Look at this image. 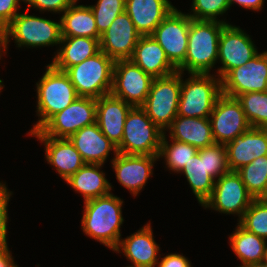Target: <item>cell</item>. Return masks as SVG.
<instances>
[{
	"label": "cell",
	"mask_w": 267,
	"mask_h": 267,
	"mask_svg": "<svg viewBox=\"0 0 267 267\" xmlns=\"http://www.w3.org/2000/svg\"><path fill=\"white\" fill-rule=\"evenodd\" d=\"M222 94L221 79L210 74L190 73L183 81L177 115L191 118H207Z\"/></svg>",
	"instance_id": "4"
},
{
	"label": "cell",
	"mask_w": 267,
	"mask_h": 267,
	"mask_svg": "<svg viewBox=\"0 0 267 267\" xmlns=\"http://www.w3.org/2000/svg\"><path fill=\"white\" fill-rule=\"evenodd\" d=\"M254 199L263 197L267 190V155L254 159L237 171Z\"/></svg>",
	"instance_id": "31"
},
{
	"label": "cell",
	"mask_w": 267,
	"mask_h": 267,
	"mask_svg": "<svg viewBox=\"0 0 267 267\" xmlns=\"http://www.w3.org/2000/svg\"><path fill=\"white\" fill-rule=\"evenodd\" d=\"M191 20L188 14L174 8L151 35L176 68L185 61Z\"/></svg>",
	"instance_id": "12"
},
{
	"label": "cell",
	"mask_w": 267,
	"mask_h": 267,
	"mask_svg": "<svg viewBox=\"0 0 267 267\" xmlns=\"http://www.w3.org/2000/svg\"><path fill=\"white\" fill-rule=\"evenodd\" d=\"M222 94L234 97L248 92H267V51L232 69L222 80Z\"/></svg>",
	"instance_id": "14"
},
{
	"label": "cell",
	"mask_w": 267,
	"mask_h": 267,
	"mask_svg": "<svg viewBox=\"0 0 267 267\" xmlns=\"http://www.w3.org/2000/svg\"><path fill=\"white\" fill-rule=\"evenodd\" d=\"M246 267H267V264L263 261V262H257L255 264L248 265Z\"/></svg>",
	"instance_id": "45"
},
{
	"label": "cell",
	"mask_w": 267,
	"mask_h": 267,
	"mask_svg": "<svg viewBox=\"0 0 267 267\" xmlns=\"http://www.w3.org/2000/svg\"><path fill=\"white\" fill-rule=\"evenodd\" d=\"M225 147L230 171H238L254 159L267 155V129L251 127Z\"/></svg>",
	"instance_id": "18"
},
{
	"label": "cell",
	"mask_w": 267,
	"mask_h": 267,
	"mask_svg": "<svg viewBox=\"0 0 267 267\" xmlns=\"http://www.w3.org/2000/svg\"><path fill=\"white\" fill-rule=\"evenodd\" d=\"M229 6L234 3H238L240 6L245 9H251L258 11L262 8L264 0H228Z\"/></svg>",
	"instance_id": "42"
},
{
	"label": "cell",
	"mask_w": 267,
	"mask_h": 267,
	"mask_svg": "<svg viewBox=\"0 0 267 267\" xmlns=\"http://www.w3.org/2000/svg\"><path fill=\"white\" fill-rule=\"evenodd\" d=\"M184 173L198 202L203 204L211 197L215 180L208 174L205 165V148L198 149L179 173Z\"/></svg>",
	"instance_id": "29"
},
{
	"label": "cell",
	"mask_w": 267,
	"mask_h": 267,
	"mask_svg": "<svg viewBox=\"0 0 267 267\" xmlns=\"http://www.w3.org/2000/svg\"><path fill=\"white\" fill-rule=\"evenodd\" d=\"M77 1L78 0H24L25 3H28L26 13L31 7L40 11H53L54 13L64 12Z\"/></svg>",
	"instance_id": "38"
},
{
	"label": "cell",
	"mask_w": 267,
	"mask_h": 267,
	"mask_svg": "<svg viewBox=\"0 0 267 267\" xmlns=\"http://www.w3.org/2000/svg\"><path fill=\"white\" fill-rule=\"evenodd\" d=\"M229 238L233 251L242 262L239 267L264 261L267 248L266 239L246 231L239 224Z\"/></svg>",
	"instance_id": "30"
},
{
	"label": "cell",
	"mask_w": 267,
	"mask_h": 267,
	"mask_svg": "<svg viewBox=\"0 0 267 267\" xmlns=\"http://www.w3.org/2000/svg\"><path fill=\"white\" fill-rule=\"evenodd\" d=\"M62 37H89L100 39L96 21L89 6L73 4L60 18Z\"/></svg>",
	"instance_id": "28"
},
{
	"label": "cell",
	"mask_w": 267,
	"mask_h": 267,
	"mask_svg": "<svg viewBox=\"0 0 267 267\" xmlns=\"http://www.w3.org/2000/svg\"><path fill=\"white\" fill-rule=\"evenodd\" d=\"M0 267H18L12 259L8 246L0 249Z\"/></svg>",
	"instance_id": "43"
},
{
	"label": "cell",
	"mask_w": 267,
	"mask_h": 267,
	"mask_svg": "<svg viewBox=\"0 0 267 267\" xmlns=\"http://www.w3.org/2000/svg\"><path fill=\"white\" fill-rule=\"evenodd\" d=\"M257 54L252 39L244 30L226 24L219 38L218 60L222 66L218 69V77L222 80L232 69L245 65Z\"/></svg>",
	"instance_id": "15"
},
{
	"label": "cell",
	"mask_w": 267,
	"mask_h": 267,
	"mask_svg": "<svg viewBox=\"0 0 267 267\" xmlns=\"http://www.w3.org/2000/svg\"><path fill=\"white\" fill-rule=\"evenodd\" d=\"M261 199L264 200V201H267V190H266V192L264 193V195H263V197Z\"/></svg>",
	"instance_id": "46"
},
{
	"label": "cell",
	"mask_w": 267,
	"mask_h": 267,
	"mask_svg": "<svg viewBox=\"0 0 267 267\" xmlns=\"http://www.w3.org/2000/svg\"><path fill=\"white\" fill-rule=\"evenodd\" d=\"M19 1L21 0H0V31H3L18 14Z\"/></svg>",
	"instance_id": "40"
},
{
	"label": "cell",
	"mask_w": 267,
	"mask_h": 267,
	"mask_svg": "<svg viewBox=\"0 0 267 267\" xmlns=\"http://www.w3.org/2000/svg\"><path fill=\"white\" fill-rule=\"evenodd\" d=\"M168 130L171 139L191 144L197 149L215 144L209 117L191 118L177 115Z\"/></svg>",
	"instance_id": "25"
},
{
	"label": "cell",
	"mask_w": 267,
	"mask_h": 267,
	"mask_svg": "<svg viewBox=\"0 0 267 267\" xmlns=\"http://www.w3.org/2000/svg\"><path fill=\"white\" fill-rule=\"evenodd\" d=\"M174 8L168 0H126L125 3V12L141 36L152 35Z\"/></svg>",
	"instance_id": "21"
},
{
	"label": "cell",
	"mask_w": 267,
	"mask_h": 267,
	"mask_svg": "<svg viewBox=\"0 0 267 267\" xmlns=\"http://www.w3.org/2000/svg\"><path fill=\"white\" fill-rule=\"evenodd\" d=\"M264 262L267 264V248H266V253H265V257H264Z\"/></svg>",
	"instance_id": "47"
},
{
	"label": "cell",
	"mask_w": 267,
	"mask_h": 267,
	"mask_svg": "<svg viewBox=\"0 0 267 267\" xmlns=\"http://www.w3.org/2000/svg\"><path fill=\"white\" fill-rule=\"evenodd\" d=\"M35 137L41 142L44 141L46 160L56 168L60 177L65 181L86 164L79 151L68 138Z\"/></svg>",
	"instance_id": "23"
},
{
	"label": "cell",
	"mask_w": 267,
	"mask_h": 267,
	"mask_svg": "<svg viewBox=\"0 0 267 267\" xmlns=\"http://www.w3.org/2000/svg\"><path fill=\"white\" fill-rule=\"evenodd\" d=\"M165 133L161 139L160 152L158 157H165V162L169 170L179 173L186 163L198 153V149L191 144L172 139L169 144Z\"/></svg>",
	"instance_id": "33"
},
{
	"label": "cell",
	"mask_w": 267,
	"mask_h": 267,
	"mask_svg": "<svg viewBox=\"0 0 267 267\" xmlns=\"http://www.w3.org/2000/svg\"><path fill=\"white\" fill-rule=\"evenodd\" d=\"M96 122V99L78 97L64 110L53 115L38 131L31 136L69 138L81 128Z\"/></svg>",
	"instance_id": "9"
},
{
	"label": "cell",
	"mask_w": 267,
	"mask_h": 267,
	"mask_svg": "<svg viewBox=\"0 0 267 267\" xmlns=\"http://www.w3.org/2000/svg\"><path fill=\"white\" fill-rule=\"evenodd\" d=\"M130 60L153 78L165 77L178 71L151 35L139 38Z\"/></svg>",
	"instance_id": "22"
},
{
	"label": "cell",
	"mask_w": 267,
	"mask_h": 267,
	"mask_svg": "<svg viewBox=\"0 0 267 267\" xmlns=\"http://www.w3.org/2000/svg\"><path fill=\"white\" fill-rule=\"evenodd\" d=\"M2 47V48H1ZM2 49V51H1ZM6 51V40L3 31H0V58H1V52ZM3 80L0 79V84L2 85Z\"/></svg>",
	"instance_id": "44"
},
{
	"label": "cell",
	"mask_w": 267,
	"mask_h": 267,
	"mask_svg": "<svg viewBox=\"0 0 267 267\" xmlns=\"http://www.w3.org/2000/svg\"><path fill=\"white\" fill-rule=\"evenodd\" d=\"M225 21L192 19L189 27L188 47L185 61L177 68L179 72L210 74L218 60L219 38Z\"/></svg>",
	"instance_id": "2"
},
{
	"label": "cell",
	"mask_w": 267,
	"mask_h": 267,
	"mask_svg": "<svg viewBox=\"0 0 267 267\" xmlns=\"http://www.w3.org/2000/svg\"><path fill=\"white\" fill-rule=\"evenodd\" d=\"M68 139L86 164L103 165L111 150L115 155L118 153L117 146L102 133L96 122L81 128Z\"/></svg>",
	"instance_id": "20"
},
{
	"label": "cell",
	"mask_w": 267,
	"mask_h": 267,
	"mask_svg": "<svg viewBox=\"0 0 267 267\" xmlns=\"http://www.w3.org/2000/svg\"><path fill=\"white\" fill-rule=\"evenodd\" d=\"M238 224L246 231L267 240V201L253 199Z\"/></svg>",
	"instance_id": "34"
},
{
	"label": "cell",
	"mask_w": 267,
	"mask_h": 267,
	"mask_svg": "<svg viewBox=\"0 0 267 267\" xmlns=\"http://www.w3.org/2000/svg\"><path fill=\"white\" fill-rule=\"evenodd\" d=\"M114 61L101 50L66 73L79 97L98 99L112 89Z\"/></svg>",
	"instance_id": "5"
},
{
	"label": "cell",
	"mask_w": 267,
	"mask_h": 267,
	"mask_svg": "<svg viewBox=\"0 0 267 267\" xmlns=\"http://www.w3.org/2000/svg\"><path fill=\"white\" fill-rule=\"evenodd\" d=\"M205 165L208 174L214 180L230 171L224 144L215 143L205 147Z\"/></svg>",
	"instance_id": "36"
},
{
	"label": "cell",
	"mask_w": 267,
	"mask_h": 267,
	"mask_svg": "<svg viewBox=\"0 0 267 267\" xmlns=\"http://www.w3.org/2000/svg\"><path fill=\"white\" fill-rule=\"evenodd\" d=\"M81 220L86 235L115 251L121 240L123 201L113 194L84 201Z\"/></svg>",
	"instance_id": "1"
},
{
	"label": "cell",
	"mask_w": 267,
	"mask_h": 267,
	"mask_svg": "<svg viewBox=\"0 0 267 267\" xmlns=\"http://www.w3.org/2000/svg\"><path fill=\"white\" fill-rule=\"evenodd\" d=\"M158 155H127L117 153L112 159L116 178L120 184L136 196L151 176Z\"/></svg>",
	"instance_id": "17"
},
{
	"label": "cell",
	"mask_w": 267,
	"mask_h": 267,
	"mask_svg": "<svg viewBox=\"0 0 267 267\" xmlns=\"http://www.w3.org/2000/svg\"><path fill=\"white\" fill-rule=\"evenodd\" d=\"M120 249L133 266L155 267L158 262L160 247L154 241L150 223L129 237L121 239L115 251L120 252Z\"/></svg>",
	"instance_id": "24"
},
{
	"label": "cell",
	"mask_w": 267,
	"mask_h": 267,
	"mask_svg": "<svg viewBox=\"0 0 267 267\" xmlns=\"http://www.w3.org/2000/svg\"><path fill=\"white\" fill-rule=\"evenodd\" d=\"M236 98L250 126L267 129V92H248Z\"/></svg>",
	"instance_id": "32"
},
{
	"label": "cell",
	"mask_w": 267,
	"mask_h": 267,
	"mask_svg": "<svg viewBox=\"0 0 267 267\" xmlns=\"http://www.w3.org/2000/svg\"><path fill=\"white\" fill-rule=\"evenodd\" d=\"M140 37L131 18L124 11L101 34L100 50L114 62L130 60Z\"/></svg>",
	"instance_id": "16"
},
{
	"label": "cell",
	"mask_w": 267,
	"mask_h": 267,
	"mask_svg": "<svg viewBox=\"0 0 267 267\" xmlns=\"http://www.w3.org/2000/svg\"><path fill=\"white\" fill-rule=\"evenodd\" d=\"M164 132L147 116L140 106L128 112L118 153L127 155H159Z\"/></svg>",
	"instance_id": "6"
},
{
	"label": "cell",
	"mask_w": 267,
	"mask_h": 267,
	"mask_svg": "<svg viewBox=\"0 0 267 267\" xmlns=\"http://www.w3.org/2000/svg\"><path fill=\"white\" fill-rule=\"evenodd\" d=\"M212 135L215 143L226 144L251 126L237 98L221 94L210 114Z\"/></svg>",
	"instance_id": "13"
},
{
	"label": "cell",
	"mask_w": 267,
	"mask_h": 267,
	"mask_svg": "<svg viewBox=\"0 0 267 267\" xmlns=\"http://www.w3.org/2000/svg\"><path fill=\"white\" fill-rule=\"evenodd\" d=\"M100 164H85L66 182L83 195L84 201L110 194L111 183L105 174L99 170Z\"/></svg>",
	"instance_id": "27"
},
{
	"label": "cell",
	"mask_w": 267,
	"mask_h": 267,
	"mask_svg": "<svg viewBox=\"0 0 267 267\" xmlns=\"http://www.w3.org/2000/svg\"><path fill=\"white\" fill-rule=\"evenodd\" d=\"M182 72L154 78L145 102L140 106L165 133L177 116Z\"/></svg>",
	"instance_id": "7"
},
{
	"label": "cell",
	"mask_w": 267,
	"mask_h": 267,
	"mask_svg": "<svg viewBox=\"0 0 267 267\" xmlns=\"http://www.w3.org/2000/svg\"><path fill=\"white\" fill-rule=\"evenodd\" d=\"M133 106L111 94L96 99V123L116 146L121 143L125 119Z\"/></svg>",
	"instance_id": "19"
},
{
	"label": "cell",
	"mask_w": 267,
	"mask_h": 267,
	"mask_svg": "<svg viewBox=\"0 0 267 267\" xmlns=\"http://www.w3.org/2000/svg\"><path fill=\"white\" fill-rule=\"evenodd\" d=\"M193 14H188L194 20L218 21L217 16L223 15L229 8L228 0H193Z\"/></svg>",
	"instance_id": "37"
},
{
	"label": "cell",
	"mask_w": 267,
	"mask_h": 267,
	"mask_svg": "<svg viewBox=\"0 0 267 267\" xmlns=\"http://www.w3.org/2000/svg\"><path fill=\"white\" fill-rule=\"evenodd\" d=\"M125 3L126 0H98L96 5H90L100 35L125 11Z\"/></svg>",
	"instance_id": "35"
},
{
	"label": "cell",
	"mask_w": 267,
	"mask_h": 267,
	"mask_svg": "<svg viewBox=\"0 0 267 267\" xmlns=\"http://www.w3.org/2000/svg\"><path fill=\"white\" fill-rule=\"evenodd\" d=\"M11 192L7 190L6 185L0 186V245L2 247L7 246V206L11 196Z\"/></svg>",
	"instance_id": "39"
},
{
	"label": "cell",
	"mask_w": 267,
	"mask_h": 267,
	"mask_svg": "<svg viewBox=\"0 0 267 267\" xmlns=\"http://www.w3.org/2000/svg\"><path fill=\"white\" fill-rule=\"evenodd\" d=\"M153 77L131 60L114 62L110 94L134 106H141L150 91Z\"/></svg>",
	"instance_id": "10"
},
{
	"label": "cell",
	"mask_w": 267,
	"mask_h": 267,
	"mask_svg": "<svg viewBox=\"0 0 267 267\" xmlns=\"http://www.w3.org/2000/svg\"><path fill=\"white\" fill-rule=\"evenodd\" d=\"M100 39L89 37H62L59 51L52 65L61 71H67L100 51ZM64 44V45H63Z\"/></svg>",
	"instance_id": "26"
},
{
	"label": "cell",
	"mask_w": 267,
	"mask_h": 267,
	"mask_svg": "<svg viewBox=\"0 0 267 267\" xmlns=\"http://www.w3.org/2000/svg\"><path fill=\"white\" fill-rule=\"evenodd\" d=\"M253 199L240 174L229 171L215 180L212 195L203 206L220 213L237 214L240 220Z\"/></svg>",
	"instance_id": "11"
},
{
	"label": "cell",
	"mask_w": 267,
	"mask_h": 267,
	"mask_svg": "<svg viewBox=\"0 0 267 267\" xmlns=\"http://www.w3.org/2000/svg\"><path fill=\"white\" fill-rule=\"evenodd\" d=\"M158 267H191L190 261L183 255L172 253L157 262Z\"/></svg>",
	"instance_id": "41"
},
{
	"label": "cell",
	"mask_w": 267,
	"mask_h": 267,
	"mask_svg": "<svg viewBox=\"0 0 267 267\" xmlns=\"http://www.w3.org/2000/svg\"><path fill=\"white\" fill-rule=\"evenodd\" d=\"M6 49L13 37L18 47H43L60 44L62 39L61 23L46 18L18 13L12 22L3 30Z\"/></svg>",
	"instance_id": "8"
},
{
	"label": "cell",
	"mask_w": 267,
	"mask_h": 267,
	"mask_svg": "<svg viewBox=\"0 0 267 267\" xmlns=\"http://www.w3.org/2000/svg\"><path fill=\"white\" fill-rule=\"evenodd\" d=\"M37 84V115L40 119L29 134L38 131L53 115L64 110L79 96L65 71L56 69L52 64Z\"/></svg>",
	"instance_id": "3"
}]
</instances>
